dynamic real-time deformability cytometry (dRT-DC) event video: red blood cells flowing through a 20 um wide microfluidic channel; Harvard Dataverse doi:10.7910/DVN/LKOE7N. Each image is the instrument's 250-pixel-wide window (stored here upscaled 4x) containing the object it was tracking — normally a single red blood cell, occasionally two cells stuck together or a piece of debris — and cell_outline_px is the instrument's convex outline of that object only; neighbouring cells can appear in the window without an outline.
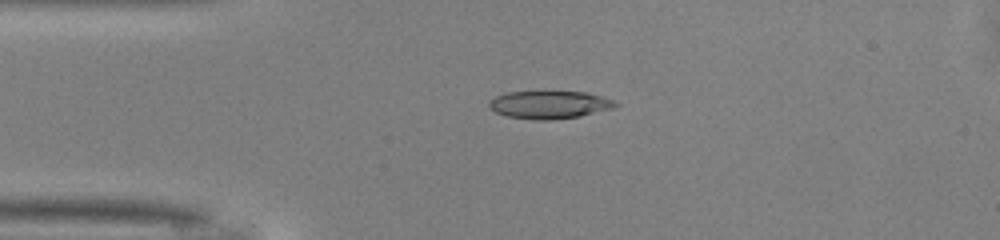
{"species": "common noctule bat (a hibernating species)", "species_latin": "Nyctalus noctula", "temperature_condition": "warm", "stored_images_in_passage": 41, "camera_frame_rate_fps": 3000, "um_per_image_px": 0.085, "animal": {"sex": "male", "body_mass_g": 13.0, "forearm_length_mm": 53.1}, "frame": {"image": 1, "passage_image": 3, "time_ms": 0.667, "image_size_px": [1000, 240], "cell_outline_px": [[620, 104], [612, 108], [580, 116], [548, 120], [536, 120], [508, 116], [496, 112], [488, 108], [488, 104], [496, 96], [508, 92], [584, 92], [616, 100]], "centroid_in_image_um": [46.71, 8.9], "position_along_channel_um": 38.3, "area_um2": 20.23}}
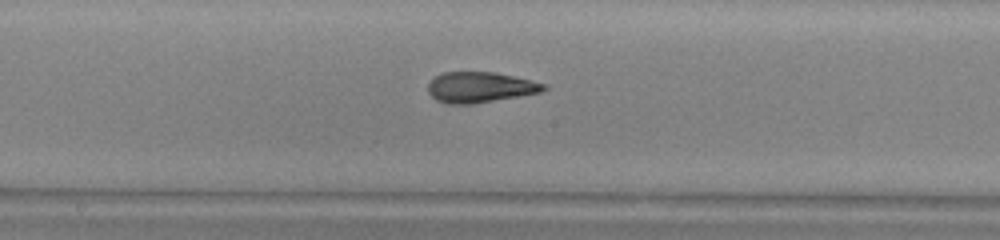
{"frame": {"image": 2, "passage_image": 17, "time_ms": 5.333, "image_size_px": [1000, 240], "cell_outline_px": [[548, 88], [540, 92], [468, 104], [448, 104], [436, 100], [428, 92], [428, 84], [436, 76], [444, 72], [492, 72], [532, 80], [544, 84]], "centroid_in_image_um": [40.77, 7.41], "position_along_channel_um": 207.4, "area_um2": 20.17}}
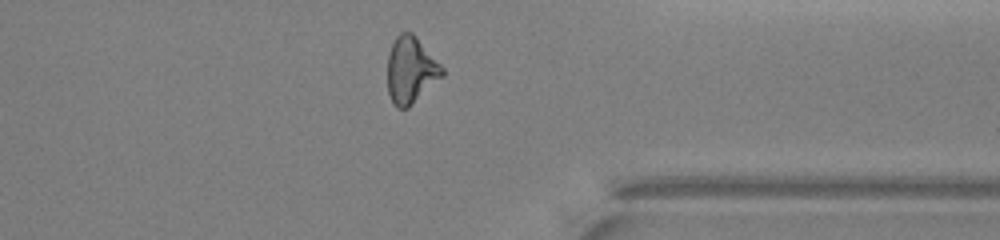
{"frame": {"image": 3, "passage_image": 30, "time_ms": 9.667, "image_size_px": [1000, 240], "cell_outline_px": [[444, 76], [408, 108], [396, 108], [388, 92], [388, 56], [392, 44], [396, 36], [400, 32], [412, 32], [416, 36], [444, 68]], "centroid_in_image_um": [34.93, 5.96], "position_along_channel_um": 376.5, "area_um2": 21.21}, "authors_computed_cell_mechanics": {"area_um2": 20.9814, "velocity_mm_per_s": 4.1381, "shape_relaxation_time_tau1_ms": 3.8455, "shape_relaxation_time_tau2_ms": 1.2766, "deformation_change_tau1": 0.1801, "deformation_change_tau2": 0.09}}